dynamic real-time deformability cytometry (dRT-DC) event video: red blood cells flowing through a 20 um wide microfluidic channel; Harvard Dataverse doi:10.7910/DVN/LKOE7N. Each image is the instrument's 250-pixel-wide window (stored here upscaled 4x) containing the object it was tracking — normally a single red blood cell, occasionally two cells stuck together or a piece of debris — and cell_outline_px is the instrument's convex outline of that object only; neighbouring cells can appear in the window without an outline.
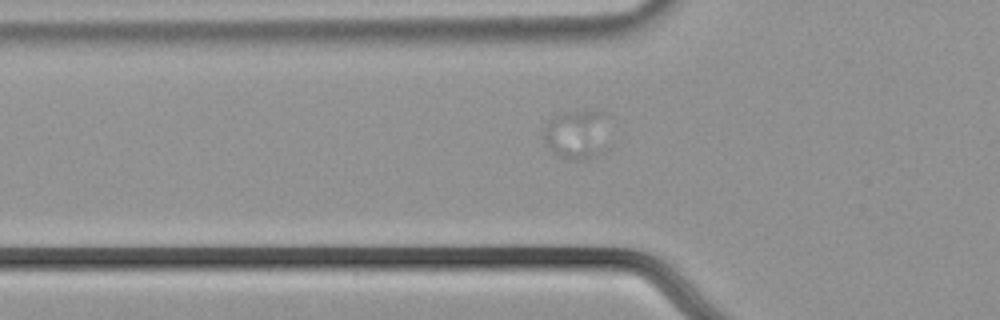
{"species": "common noctule bat (a hibernating species)", "species_latin": "Nyctalus noctula", "temperature_condition": "cold", "stored_images_in_passage": 37, "camera_frame_rate_fps": 3000, "um_per_image_px": 0.085, "animal": {"sex": "male", "body_mass_g": 21.5, "forearm_length_mm": 52.0}, "frame": {"image": 1, "passage_image": 2, "time_ms": 0.333, "image_size_px": [1000, 320], "cell_outline_px": [[604, 112], [600, 152], [584, 160], [568, 160], [552, 152], [544, 144], [544, 128], [548, 120], [564, 112]], "centroid_in_image_um": [48.85, 11.45], "position_along_channel_um": 76.9, "area_um2": 17.57}}
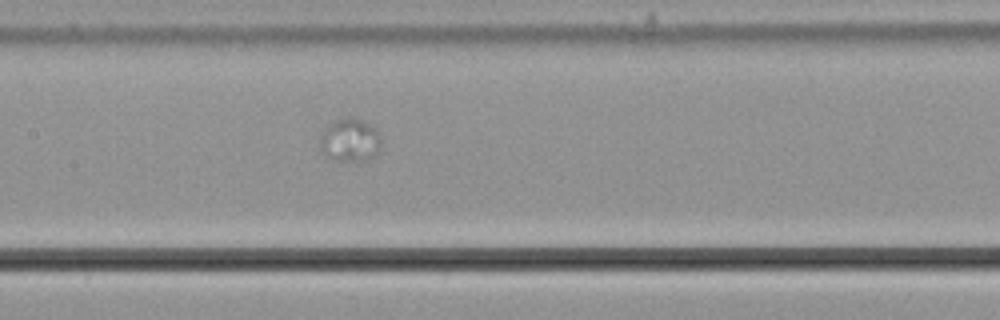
{"frame": {"image": 2, "passage_image": 11, "time_ms": 3.333, "image_size_px": [1000, 320], "cell_outline_px": [[380, 148], [372, 156], [364, 160], [332, 160], [320, 152], [320, 136], [324, 128], [332, 120], [348, 116], [352, 116], [364, 120], [372, 124], [380, 132]], "centroid_in_image_um": [29.72, 11.85], "position_along_channel_um": 177.7, "area_um2": 15.78}}
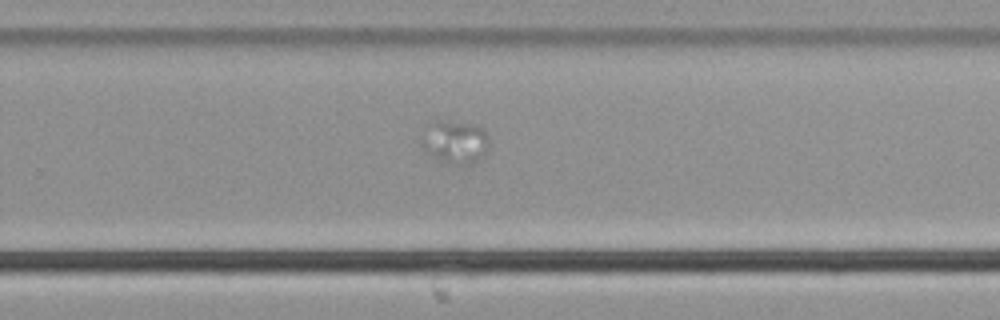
{"frame": {"image": 3, "passage_image": 21, "time_ms": 6.667, "image_size_px": [1000, 320], "cell_outline_px": [[488, 144], [484, 156], [476, 164], [448, 164], [432, 156], [420, 144], [420, 132], [432, 120], [440, 120], [476, 124], [488, 136]], "centroid_in_image_um": [38.63, 12.06], "position_along_channel_um": 291.2, "area_um2": 17.4}}